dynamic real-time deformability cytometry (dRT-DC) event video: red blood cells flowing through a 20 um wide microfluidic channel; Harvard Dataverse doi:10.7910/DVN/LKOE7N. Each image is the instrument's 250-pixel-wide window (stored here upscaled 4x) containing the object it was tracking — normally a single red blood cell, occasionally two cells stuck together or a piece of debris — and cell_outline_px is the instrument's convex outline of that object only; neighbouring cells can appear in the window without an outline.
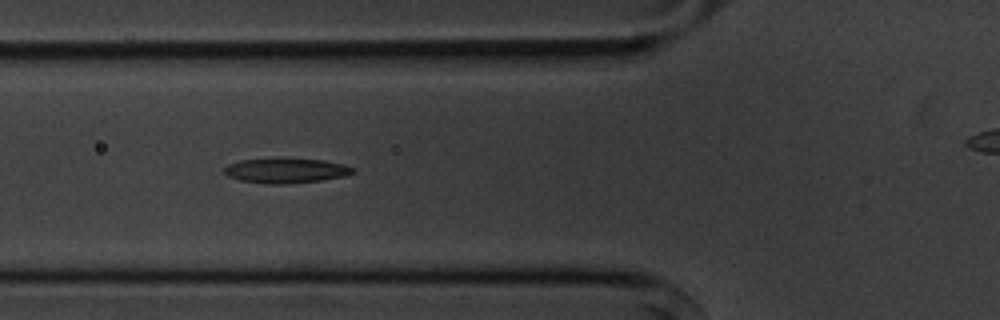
{"species": "common noctule bat (a hibernating species)", "species_latin": "Nyctalus noctula", "temperature_condition": "cold", "stored_images_in_passage": 6, "camera_frame_rate_fps": 3000, "um_per_image_px": 0.085, "animal": {"sex": "male", "body_mass_g": 20.1, "forearm_length_mm": 53.5}, "frame": {"image": 1, "passage_image": 6, "time_ms": 5.667, "image_size_px": [1000, 320], "cell_outline_px": [[356, 172], [344, 176], [320, 180], [288, 184], [264, 184], [240, 180], [228, 176], [224, 172], [224, 168], [228, 164], [240, 160], [280, 156], [284, 156], [324, 160], [344, 164], [356, 168]], "centroid_in_image_um": [24.31, 14.46], "position_along_channel_um": 101.5, "area_um2": 19.48}}